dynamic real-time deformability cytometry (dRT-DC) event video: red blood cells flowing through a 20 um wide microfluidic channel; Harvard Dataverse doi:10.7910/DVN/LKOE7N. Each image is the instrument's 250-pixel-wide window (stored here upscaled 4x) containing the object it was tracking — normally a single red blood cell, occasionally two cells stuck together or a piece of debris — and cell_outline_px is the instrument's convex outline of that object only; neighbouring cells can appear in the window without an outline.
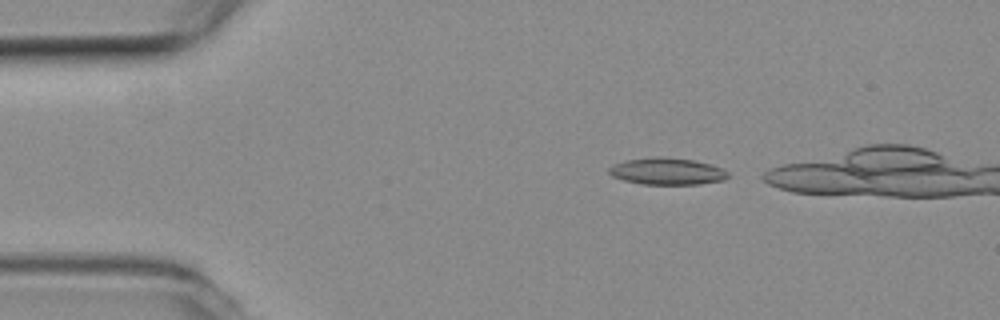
{"species": "common noctule bat (a hibernating species)", "species_latin": "Nyctalus noctula", "temperature_condition": "room temperature", "stored_images_in_passage": 4, "camera_frame_rate_fps": 3000, "um_per_image_px": 0.085, "animal": {"sex": "female", "body_mass_g": 19.3, "forearm_length_mm": 54.1}, "frame": {"image": 1, "passage_image": 1, "time_ms": 0.0, "image_size_px": [1000, 320], "cell_outline_px": [[728, 176], [724, 180], [700, 184], [640, 184], [624, 180], [612, 176], [608, 172], [608, 168], [612, 164], [628, 160], [656, 156], [692, 160], [724, 168], [728, 172]], "centroid_in_image_um": [56.69, 14.56], "position_along_channel_um": 28.3, "area_um2": 18.55}}